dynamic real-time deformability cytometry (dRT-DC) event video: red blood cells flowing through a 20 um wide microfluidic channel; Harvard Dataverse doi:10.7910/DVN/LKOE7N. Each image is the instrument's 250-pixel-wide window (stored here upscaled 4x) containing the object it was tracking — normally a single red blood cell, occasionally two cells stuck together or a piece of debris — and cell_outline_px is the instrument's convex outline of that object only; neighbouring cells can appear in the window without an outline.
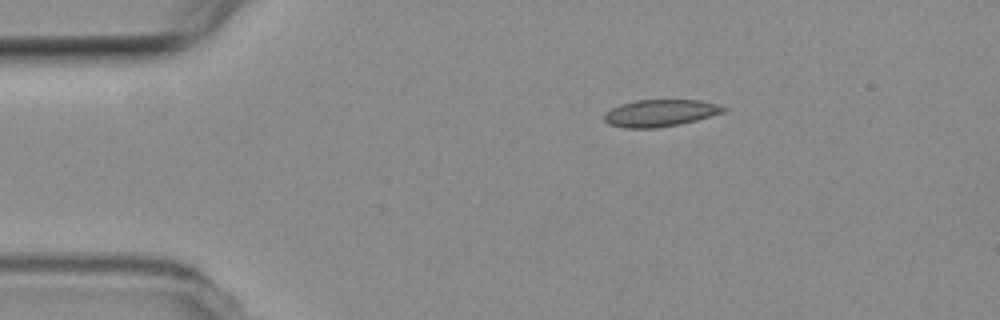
{"species": "common noctule bat (a hibernating species)", "species_latin": "Nyctalus noctula", "temperature_condition": "room temperature", "stored_images_in_passage": 2, "camera_frame_rate_fps": 3000, "um_per_image_px": 0.085, "animal": {"sex": "female", "body_mass_g": 19.3, "forearm_length_mm": 54.1}, "frame": {"image": 1, "passage_image": 1, "time_ms": 0.0, "image_size_px": [1000, 320], "cell_outline_px": [[728, 108], [724, 112], [696, 120], [680, 124], [656, 128], [624, 128], [608, 124], [604, 120], [604, 112], [620, 104], [636, 100], [700, 100], [716, 104]], "centroid_in_image_um": [56.08, 9.61], "position_along_channel_um": 28.9, "area_um2": 18.79}}